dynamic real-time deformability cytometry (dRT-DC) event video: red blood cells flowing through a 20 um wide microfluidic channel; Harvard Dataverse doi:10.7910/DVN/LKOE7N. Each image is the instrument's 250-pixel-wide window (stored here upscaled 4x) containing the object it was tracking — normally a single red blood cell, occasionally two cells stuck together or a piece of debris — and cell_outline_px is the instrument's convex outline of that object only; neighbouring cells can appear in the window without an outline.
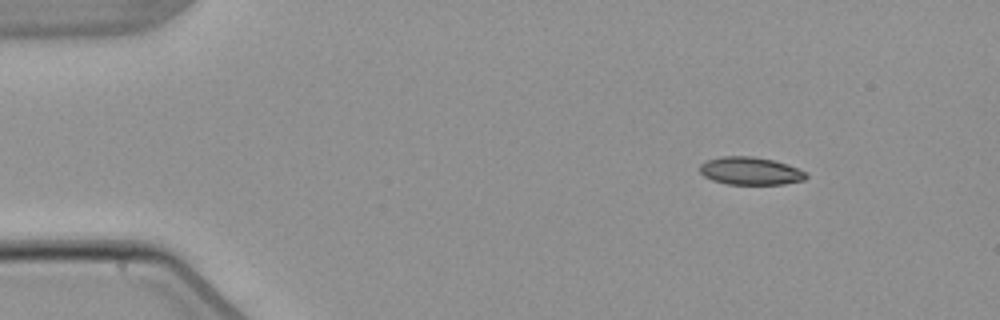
{"species": "common noctule bat (a hibernating species)", "species_latin": "Nyctalus noctula", "temperature_condition": "warm", "stored_images_in_passage": 4, "camera_frame_rate_fps": 3000, "um_per_image_px": 0.085, "animal": {"sex": "male", "body_mass_g": 21.5, "forearm_length_mm": 52.0}, "frame": {"image": 1, "passage_image": 1, "time_ms": 0.0, "image_size_px": [1000, 320], "cell_outline_px": [[808, 176], [804, 180], [784, 184], [728, 184], [712, 180], [704, 176], [700, 172], [700, 164], [708, 160], [720, 156], [752, 156], [772, 160], [788, 164], [804, 172]], "centroid_in_image_um": [63.76, 14.53], "position_along_channel_um": 21.2, "area_um2": 17.11}}
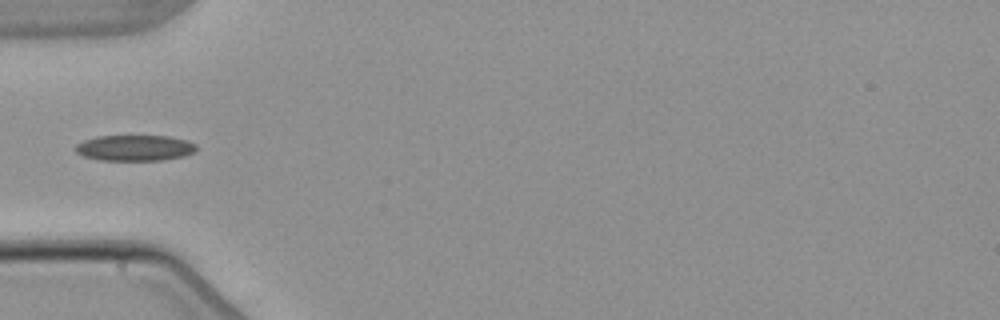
{"frame": {"image": 2, "passage_image": 4, "time_ms": 3.667, "image_size_px": [1000, 320], "cell_outline_px": [[196, 152], [184, 156], [160, 160], [100, 160], [84, 156], [76, 152], [72, 148], [76, 144], [84, 140], [96, 136], [168, 136], [188, 140], [196, 144]], "centroid_in_image_um": [11.45, 12.57], "position_along_channel_um": 73.6, "area_um2": 18.32}}